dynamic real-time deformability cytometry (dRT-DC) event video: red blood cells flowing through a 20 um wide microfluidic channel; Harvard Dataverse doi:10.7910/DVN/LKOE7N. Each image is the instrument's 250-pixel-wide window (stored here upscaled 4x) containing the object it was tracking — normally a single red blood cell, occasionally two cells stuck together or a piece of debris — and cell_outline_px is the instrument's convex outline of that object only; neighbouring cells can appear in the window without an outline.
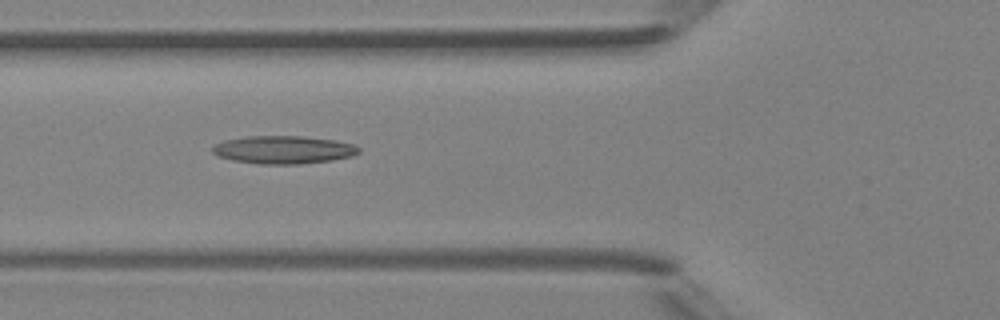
{"species": "Egyptian fruit bat (a non-hibernating species)", "species_latin": "Rousettus aegyptiacus", "temperature_condition": "room temperature", "stored_images_in_passage": 7, "camera_frame_rate_fps": 3000, "um_per_image_px": 0.085, "animal": {"sex": "female"}, "frame": {"image": 1, "passage_image": 6, "time_ms": 6.333, "image_size_px": [1000, 320], "cell_outline_px": [[360, 152], [352, 156], [332, 160], [296, 164], [260, 164], [232, 160], [216, 156], [212, 152], [212, 148], [216, 144], [224, 140], [244, 136], [300, 136], [336, 140], [356, 144], [360, 148]], "centroid_in_image_um": [24.1, 12.72], "position_along_channel_um": 101.7, "area_um2": 23.99}}
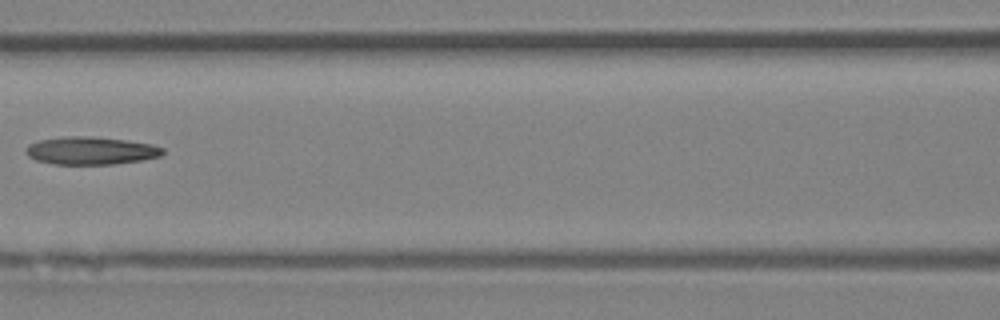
{"frame": {"image": 2, "passage_image": 7, "time_ms": 7.667, "image_size_px": [1000, 320], "cell_outline_px": [[164, 152], [160, 156], [140, 160], [116, 164], [52, 164], [36, 160], [28, 156], [24, 148], [28, 144], [36, 140], [64, 136], [92, 136], [124, 140], [152, 144], [164, 148]], "centroid_in_image_um": [7.67, 12.8], "position_along_channel_um": 158.9, "area_um2": 22.31}}